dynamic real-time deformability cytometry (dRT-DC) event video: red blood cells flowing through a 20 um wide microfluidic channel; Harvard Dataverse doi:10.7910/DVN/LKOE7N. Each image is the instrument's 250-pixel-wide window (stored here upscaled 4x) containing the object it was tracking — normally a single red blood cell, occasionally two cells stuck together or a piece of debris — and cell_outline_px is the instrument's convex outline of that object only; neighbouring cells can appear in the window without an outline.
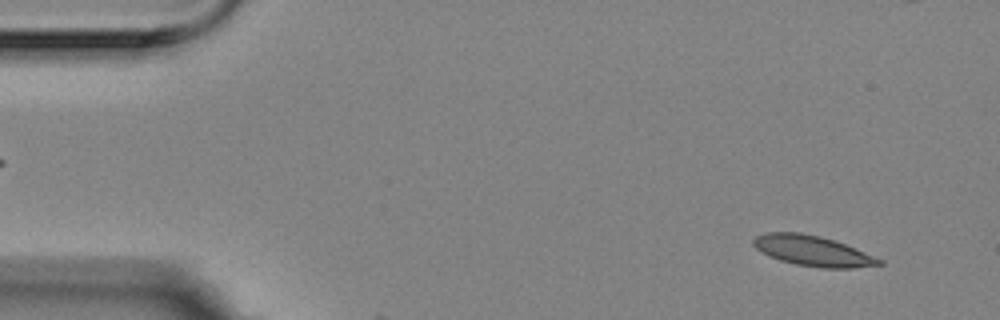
{"species": "Egyptian fruit bat (a non-hibernating species)", "species_latin": "Rousettus aegyptiacus", "temperature_condition": "room temperature", "stored_images_in_passage": 6, "camera_frame_rate_fps": 3000, "um_per_image_px": 0.085, "animal": {"sex": "female"}, "frame": {"image": 1, "passage_image": 4, "time_ms": 1.0, "image_size_px": [1000, 320], "cell_outline_px": [[884, 264], [852, 268], [824, 268], [796, 264], [780, 260], [768, 256], [756, 248], [752, 244], [752, 240], [756, 236], [768, 232], [800, 232], [820, 236], [844, 244], [884, 260]], "centroid_in_image_um": [69.06, 21.32], "position_along_channel_um": 15.9, "area_um2": 22.08}}